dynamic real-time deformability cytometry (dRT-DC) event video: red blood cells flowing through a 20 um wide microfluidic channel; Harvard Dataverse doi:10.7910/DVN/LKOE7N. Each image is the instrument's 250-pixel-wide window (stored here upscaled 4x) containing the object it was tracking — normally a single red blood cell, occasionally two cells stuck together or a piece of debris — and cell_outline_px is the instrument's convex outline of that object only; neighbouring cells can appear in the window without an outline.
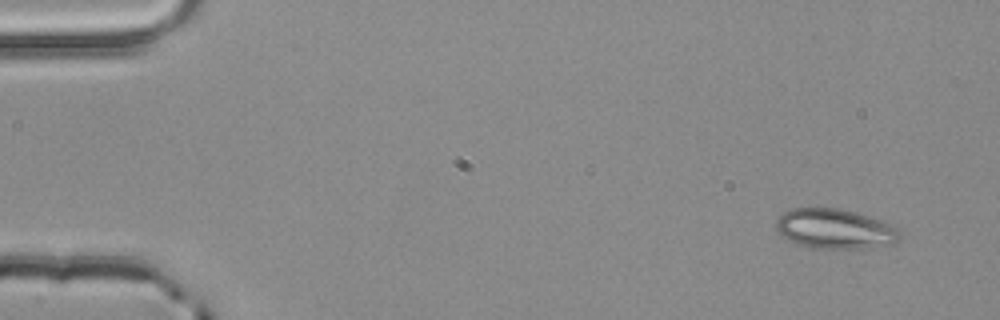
{"species": "common noctule bat (a hibernating species)", "species_latin": "Nyctalus noctula", "temperature_condition": "room temperature", "stored_images_in_passage": 4, "camera_frame_rate_fps": 3000, "um_per_image_px": 0.085, "animal": {"sex": "male", "body_mass_g": 20.4}, "frame": {"image": 1, "passage_image": 1, "time_ms": 0.0, "image_size_px": [1000, 320], "cell_outline_px": [[900, 236], [892, 244], [868, 248], [808, 248], [796, 244], [784, 236], [776, 228], [776, 220], [784, 212], [792, 208], [840, 208], [856, 212], [884, 220], [900, 228]], "centroid_in_image_um": [71.01, 19.45], "position_along_channel_um": 14.0, "area_um2": 28.96}}